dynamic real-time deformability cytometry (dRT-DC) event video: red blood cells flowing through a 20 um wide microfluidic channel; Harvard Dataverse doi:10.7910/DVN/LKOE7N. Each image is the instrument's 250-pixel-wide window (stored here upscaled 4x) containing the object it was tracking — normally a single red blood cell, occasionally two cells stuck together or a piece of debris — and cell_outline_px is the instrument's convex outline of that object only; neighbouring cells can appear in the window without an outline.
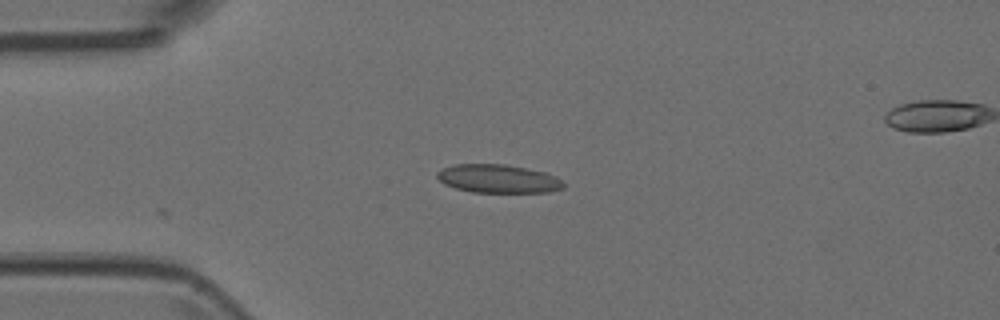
{"species": "Egyptian fruit bat (a non-hibernating species)", "species_latin": "Rousettus aegyptiacus", "temperature_condition": "room temperature", "stored_images_in_passage": 3, "camera_frame_rate_fps": 3000, "um_per_image_px": 0.085, "animal": {"sex": "female"}, "frame": {"image": 1, "passage_image": 1, "time_ms": 0.0, "image_size_px": [1000, 320], "cell_outline_px": [[564, 188], [548, 192], [472, 192], [456, 188], [444, 184], [436, 176], [436, 172], [440, 168], [452, 164], [504, 164], [544, 172], [556, 176], [564, 184]], "centroid_in_image_um": [42.29, 15.18], "position_along_channel_um": 42.7, "area_um2": 20.92}}
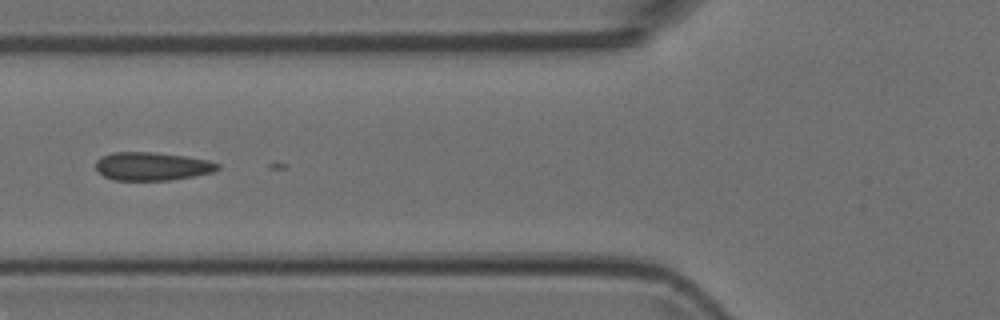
{"frame": {"image": 2, "passage_image": 3, "time_ms": 0.667, "image_size_px": [1000, 320], "cell_outline_px": [[220, 168], [212, 172], [172, 180], [112, 180], [104, 176], [96, 168], [96, 160], [100, 156], [112, 152], [156, 152], [184, 156], [208, 160], [220, 164]], "centroid_in_image_um": [12.9, 14.13], "position_along_channel_um": 112.9, "area_um2": 20.11}}